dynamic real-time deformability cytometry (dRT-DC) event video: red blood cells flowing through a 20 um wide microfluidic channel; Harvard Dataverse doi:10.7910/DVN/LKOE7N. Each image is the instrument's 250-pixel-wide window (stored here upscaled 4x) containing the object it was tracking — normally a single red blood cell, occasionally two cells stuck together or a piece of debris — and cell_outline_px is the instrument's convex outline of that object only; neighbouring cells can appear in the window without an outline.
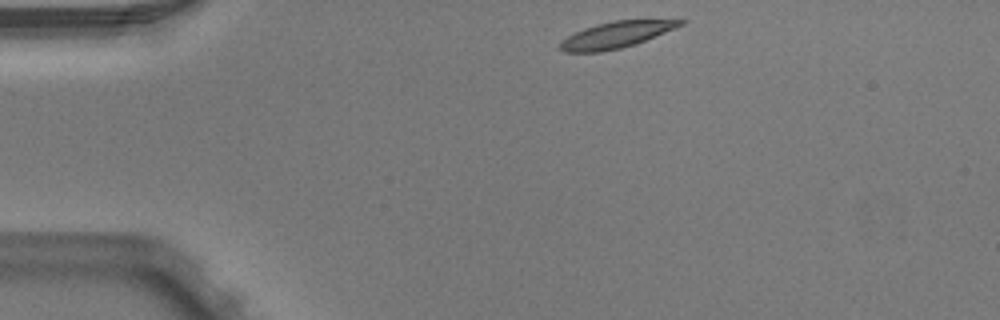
{"species": "Egyptian fruit bat (a non-hibernating species)", "species_latin": "Rousettus aegyptiacus", "temperature_condition": "warm", "stored_images_in_passage": 3, "camera_frame_rate_fps": 3000, "um_per_image_px": 0.085, "animal": {"sex": "male"}, "frame": {"image": 1, "passage_image": 1, "time_ms": 0.0, "image_size_px": [1000, 320], "cell_outline_px": [[684, 24], [644, 40], [620, 48], [600, 52], [564, 52], [560, 48], [560, 40], [584, 28], [596, 24], [616, 20], [684, 20]], "centroid_in_image_um": [52.3, 2.96], "position_along_channel_um": 32.7, "area_um2": 17.92}}